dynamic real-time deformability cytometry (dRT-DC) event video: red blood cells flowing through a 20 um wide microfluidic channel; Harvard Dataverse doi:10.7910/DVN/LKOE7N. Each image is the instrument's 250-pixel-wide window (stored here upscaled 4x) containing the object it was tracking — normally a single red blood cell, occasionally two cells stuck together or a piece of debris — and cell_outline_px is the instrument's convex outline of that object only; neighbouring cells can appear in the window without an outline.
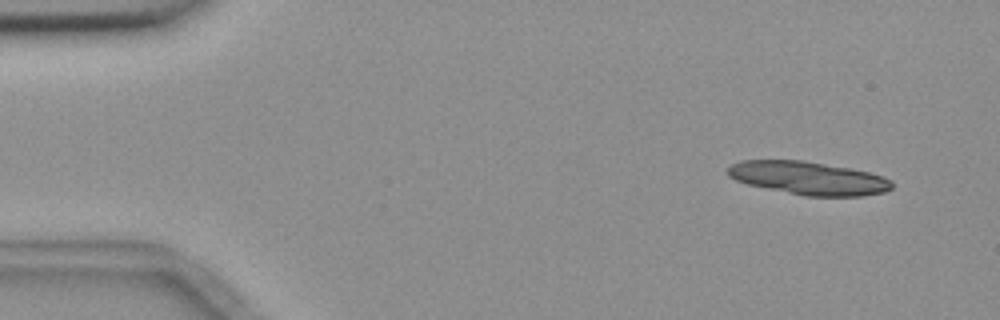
{"species": "common noctule bat (a hibernating species)", "species_latin": "Nyctalus noctula", "temperature_condition": "room temperature", "stored_images_in_passage": 5, "camera_frame_rate_fps": 3000, "um_per_image_px": 0.085, "animal": {"sex": "female", "body_mass_g": 18.4}, "frame": {"image": 1, "passage_image": 1, "time_ms": 0.0, "image_size_px": [1000, 320], "cell_outline_px": [[892, 188], [884, 192], [860, 196], [804, 196], [748, 184], [736, 180], [728, 176], [728, 168], [732, 164], [740, 160], [800, 160], [852, 168], [884, 176], [892, 180]], "centroid_in_image_um": [68.74, 15.14], "position_along_channel_um": 16.3, "area_um2": 31.67}}